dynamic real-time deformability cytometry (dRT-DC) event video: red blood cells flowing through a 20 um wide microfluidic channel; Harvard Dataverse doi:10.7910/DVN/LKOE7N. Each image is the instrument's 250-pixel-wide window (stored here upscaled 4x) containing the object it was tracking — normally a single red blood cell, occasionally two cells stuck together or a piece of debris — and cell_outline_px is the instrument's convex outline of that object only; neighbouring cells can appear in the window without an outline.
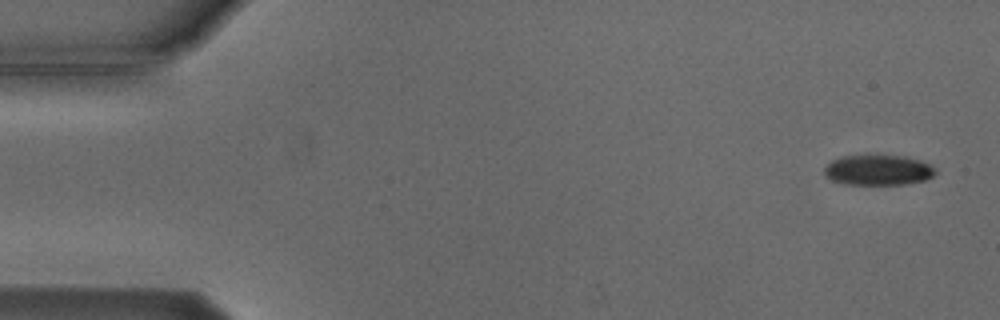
{"species": "Egyptian fruit bat (a non-hibernating species)", "species_latin": "Rousettus aegyptiacus", "temperature_condition": "cold", "stored_images_in_passage": 6, "camera_frame_rate_fps": 3000, "um_per_image_px": 0.085, "animal": {"sex": "male"}, "frame": {"image": 1, "passage_image": 1, "time_ms": 0.0, "image_size_px": [1000, 320], "cell_outline_px": [[936, 172], [932, 176], [924, 180], [904, 184], [844, 184], [832, 180], [824, 176], [824, 168], [832, 160], [840, 156], [904, 156], [920, 160], [932, 164], [936, 168]], "centroid_in_image_um": [74.64, 14.45], "position_along_channel_um": 10.4, "area_um2": 19.59}}
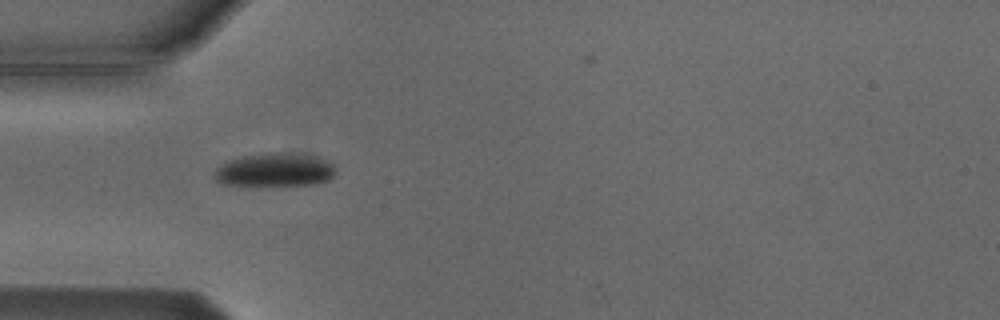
{"frame": {"image": 2, "passage_image": 5, "time_ms": 4.667, "image_size_px": [1000, 320], "cell_outline_px": [[336, 172], [328, 180], [316, 184], [220, 184], [212, 176], [216, 168], [224, 160], [244, 156], [272, 152], [280, 152], [320, 156], [328, 160], [336, 168]], "centroid_in_image_um": [23.35, 14.41], "position_along_channel_um": 61.6, "area_um2": 23.64}}
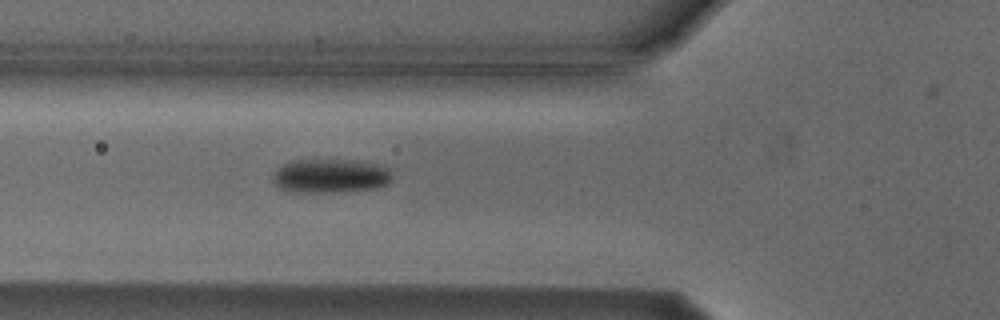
{"frame": {"image": 3, "passage_image": 6, "time_ms": 5.667, "image_size_px": [1000, 320], "cell_outline_px": [[392, 180], [388, 184], [376, 188], [332, 192], [288, 192], [280, 188], [272, 180], [272, 172], [276, 168], [288, 160], [312, 156], [356, 160], [376, 164], [388, 168], [392, 172]], "centroid_in_image_um": [28.01, 14.89], "position_along_channel_um": 97.8, "area_um2": 24.97}}